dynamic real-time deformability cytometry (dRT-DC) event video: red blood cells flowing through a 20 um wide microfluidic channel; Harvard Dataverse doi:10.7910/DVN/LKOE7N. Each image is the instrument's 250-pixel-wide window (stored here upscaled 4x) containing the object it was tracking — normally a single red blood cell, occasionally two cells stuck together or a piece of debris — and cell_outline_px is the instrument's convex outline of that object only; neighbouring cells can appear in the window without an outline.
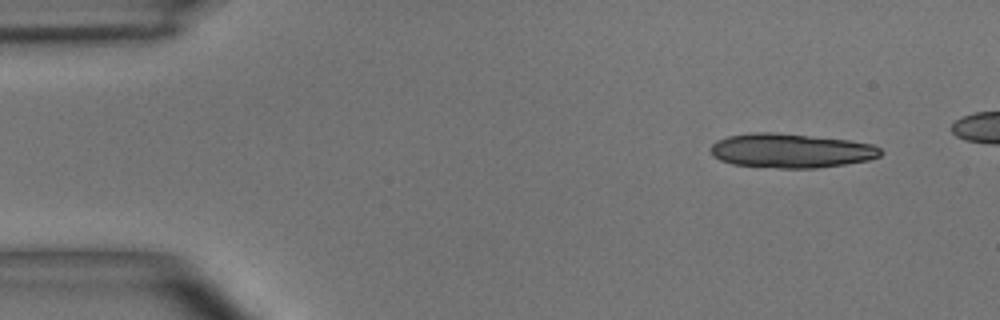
{"species": "common noctule bat (a hibernating species)", "species_latin": "Nyctalus noctula", "temperature_condition": "room temperature", "stored_images_in_passage": 5, "camera_frame_rate_fps": 3000, "um_per_image_px": 0.085, "animal": {"sex": "male", "body_mass_g": 15.6}, "frame": {"image": 1, "passage_image": 1, "time_ms": 0.0, "image_size_px": [1000, 320], "cell_outline_px": [[884, 152], [880, 156], [868, 160], [844, 164], [816, 168], [780, 168], [732, 164], [720, 160], [712, 156], [708, 148], [716, 140], [728, 136], [752, 132], [772, 132], [848, 140], [872, 144], [880, 148]], "centroid_in_image_um": [67.19, 12.81], "position_along_channel_um": 17.8, "area_um2": 33.99}}